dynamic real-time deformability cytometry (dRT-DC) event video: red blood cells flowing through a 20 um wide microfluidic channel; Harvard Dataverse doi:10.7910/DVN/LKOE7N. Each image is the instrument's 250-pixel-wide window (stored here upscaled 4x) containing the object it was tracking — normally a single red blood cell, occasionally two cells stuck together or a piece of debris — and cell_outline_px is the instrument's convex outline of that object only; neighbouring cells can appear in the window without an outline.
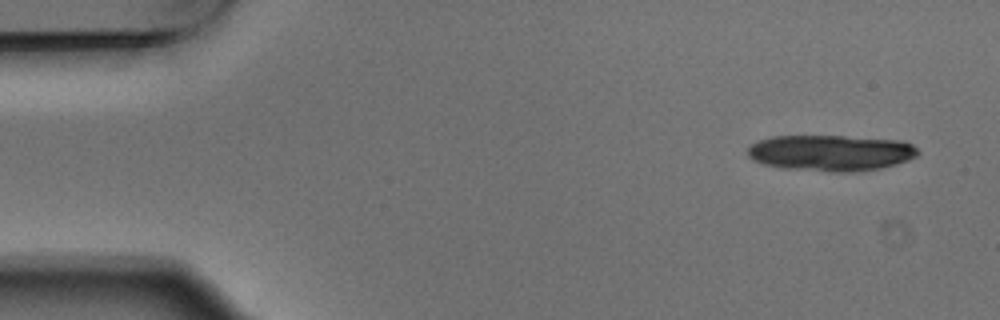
{"species": "Egyptian fruit bat (a non-hibernating species)", "species_latin": "Rousettus aegyptiacus", "temperature_condition": "warm", "stored_images_in_passage": 4, "camera_frame_rate_fps": 3000, "um_per_image_px": 0.085, "animal": {"sex": "male"}, "frame": {"image": 1, "passage_image": 1, "time_ms": 0.0, "image_size_px": [1000, 320], "cell_outline_px": [[920, 156], [896, 164], [880, 168], [856, 172], [832, 172], [784, 168], [764, 164], [752, 160], [748, 156], [748, 148], [752, 144], [760, 140], [772, 136], [844, 136], [896, 140], [912, 144], [920, 152]], "centroid_in_image_um": [70.64, 13.0], "position_along_channel_um": 14.4, "area_um2": 35.84}}
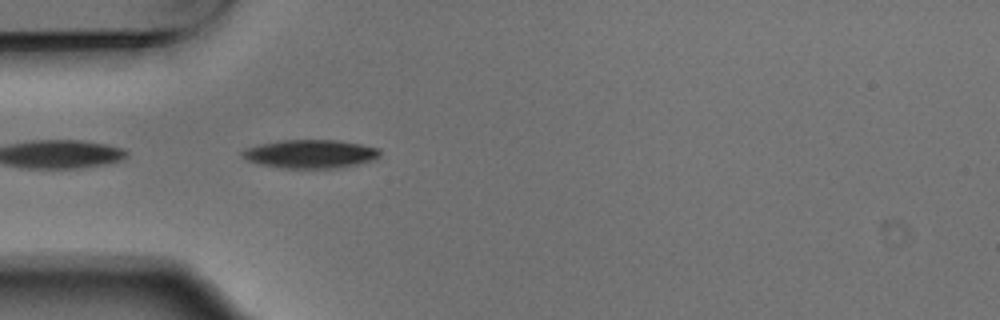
{"frame": {"image": 2, "passage_image": 4, "time_ms": 1.0, "image_size_px": [1000, 320], "cell_outline_px": [[380, 156], [376, 160], [344, 168], [284, 168], [260, 164], [248, 160], [240, 156], [240, 152], [244, 148], [260, 144], [280, 140], [336, 140], [360, 144], [380, 148]], "centroid_in_image_um": [26.41, 13.09], "position_along_channel_um": 58.6, "area_um2": 23.18}}